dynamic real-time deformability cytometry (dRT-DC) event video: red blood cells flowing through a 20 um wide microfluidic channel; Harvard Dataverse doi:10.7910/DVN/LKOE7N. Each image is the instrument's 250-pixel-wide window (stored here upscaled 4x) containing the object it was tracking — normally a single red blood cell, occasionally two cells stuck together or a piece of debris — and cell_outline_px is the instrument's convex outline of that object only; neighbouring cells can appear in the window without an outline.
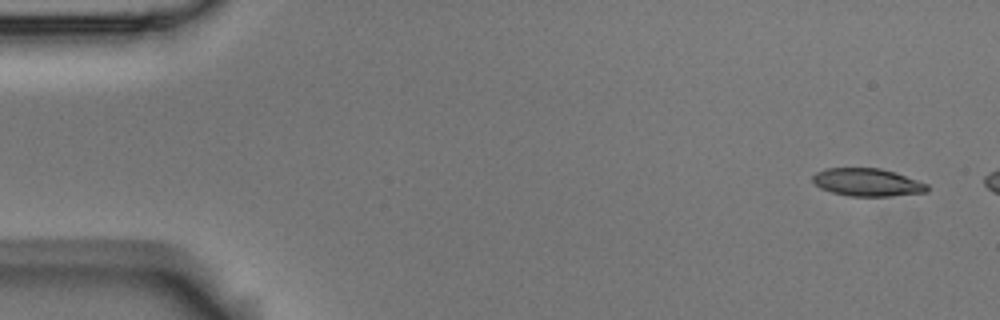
{"species": "Egyptian fruit bat (a non-hibernating species)", "species_latin": "Rousettus aegyptiacus", "temperature_condition": "room temperature", "stored_images_in_passage": 5, "camera_frame_rate_fps": 3000, "um_per_image_px": 0.085, "animal": {"sex": "male"}, "frame": {"image": 1, "passage_image": 1, "time_ms": 0.0, "image_size_px": [1000, 320], "cell_outline_px": [[928, 192], [892, 196], [848, 196], [832, 192], [820, 188], [812, 180], [812, 176], [816, 172], [824, 168], [880, 168], [896, 172], [928, 184]], "centroid_in_image_um": [73.73, 15.49], "position_along_channel_um": 11.3, "area_um2": 18.67}}
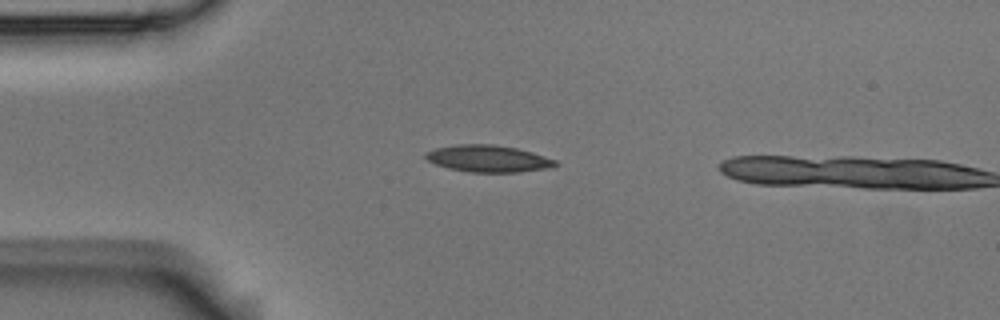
{"frame": {"image": 2, "passage_image": 4, "time_ms": 1.0, "image_size_px": [1000, 320], "cell_outline_px": [[560, 164], [552, 168], [520, 172], [468, 172], [448, 168], [436, 164], [428, 160], [424, 156], [424, 152], [436, 148], [456, 144], [492, 144], [516, 148], [532, 152], [556, 160]], "centroid_in_image_um": [41.52, 13.48], "position_along_channel_um": 43.5, "area_um2": 20.46}}